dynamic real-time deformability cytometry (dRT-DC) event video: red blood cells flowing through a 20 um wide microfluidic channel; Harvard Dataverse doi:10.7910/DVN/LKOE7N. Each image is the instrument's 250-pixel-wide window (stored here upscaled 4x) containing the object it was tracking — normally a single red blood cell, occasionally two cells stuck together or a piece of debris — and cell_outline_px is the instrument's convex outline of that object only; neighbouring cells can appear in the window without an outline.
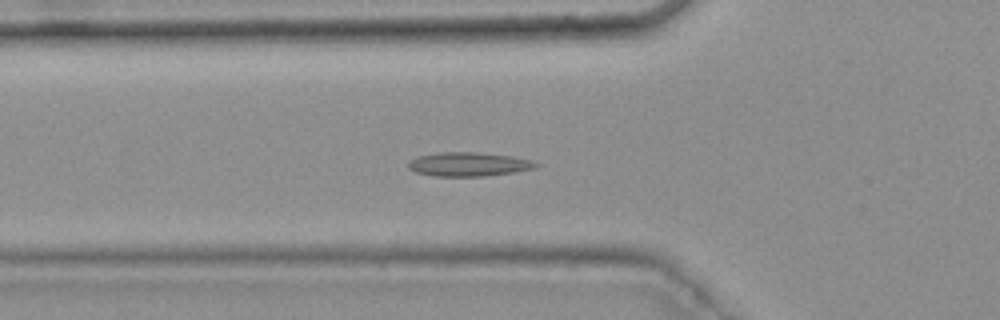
{"species": "common noctule bat (a hibernating species)", "species_latin": "Nyctalus noctula", "temperature_condition": "warm", "stored_images_in_passage": 9, "camera_frame_rate_fps": 3000, "um_per_image_px": 0.085, "animal": {"sex": "female", "body_mass_g": 25.1}, "frame": {"image": 1, "passage_image": 7, "time_ms": 2.0, "image_size_px": [1000, 320], "cell_outline_px": [[540, 164], [536, 168], [516, 172], [484, 176], [432, 176], [416, 172], [408, 168], [408, 160], [416, 156], [436, 152], [476, 152], [512, 156], [532, 160]], "centroid_in_image_um": [39.82, 13.96], "position_along_channel_um": 86.0, "area_um2": 18.09}}